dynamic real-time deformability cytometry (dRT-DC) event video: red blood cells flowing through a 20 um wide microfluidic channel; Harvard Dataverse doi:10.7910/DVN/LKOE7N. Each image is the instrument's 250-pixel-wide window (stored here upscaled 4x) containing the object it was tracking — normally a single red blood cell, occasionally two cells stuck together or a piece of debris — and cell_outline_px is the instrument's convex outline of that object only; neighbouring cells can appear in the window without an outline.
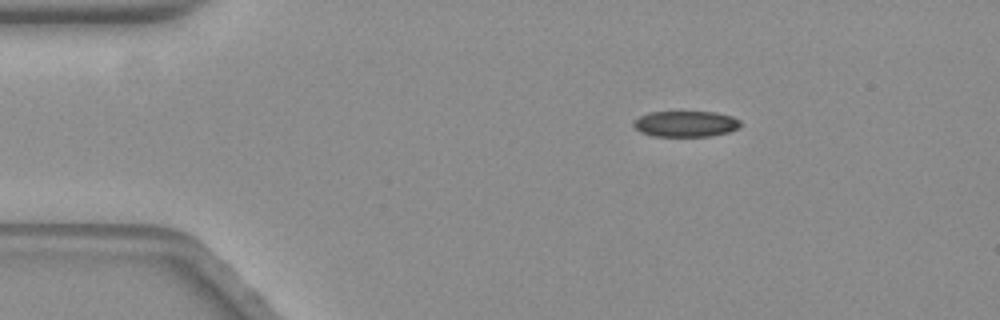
{"species": "common noctule bat (a hibernating species)", "species_latin": "Nyctalus noctula", "temperature_condition": "warm", "stored_images_in_passage": 49, "camera_frame_rate_fps": 3000, "um_per_image_px": 0.085, "animal": {"sex": "female", "body_mass_g": 19.3, "forearm_length_mm": 54.1}, "frame": {"image": 1, "passage_image": 1, "time_ms": 0.0, "image_size_px": [1000, 320], "cell_outline_px": [[740, 124], [736, 128], [728, 132], [708, 136], [656, 136], [640, 132], [632, 124], [640, 116], [648, 112], [716, 112], [732, 116], [740, 120]], "centroid_in_image_um": [58.27, 10.52], "position_along_channel_um": 26.7, "area_um2": 15.95}}
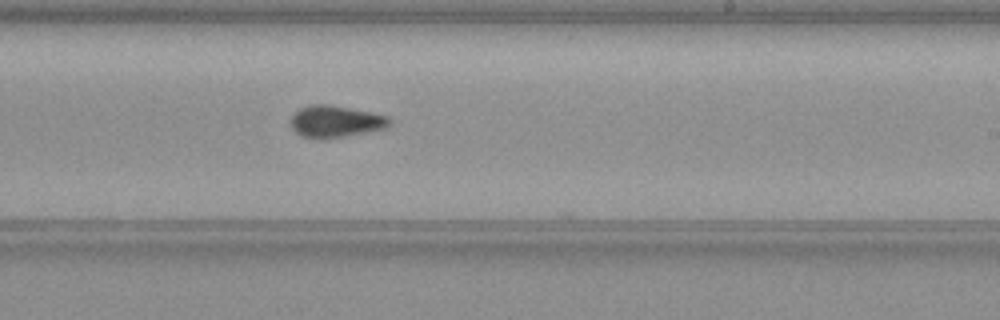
{"frame": {"image": 2, "passage_image": 26, "time_ms": 8.333, "image_size_px": [1000, 320], "cell_outline_px": [[388, 124], [384, 128], [324, 140], [312, 140], [300, 136], [292, 128], [288, 120], [300, 108], [308, 104], [328, 104], [388, 116]], "centroid_in_image_um": [28.39, 10.34], "position_along_channel_um": 260.6, "area_um2": 18.32}}
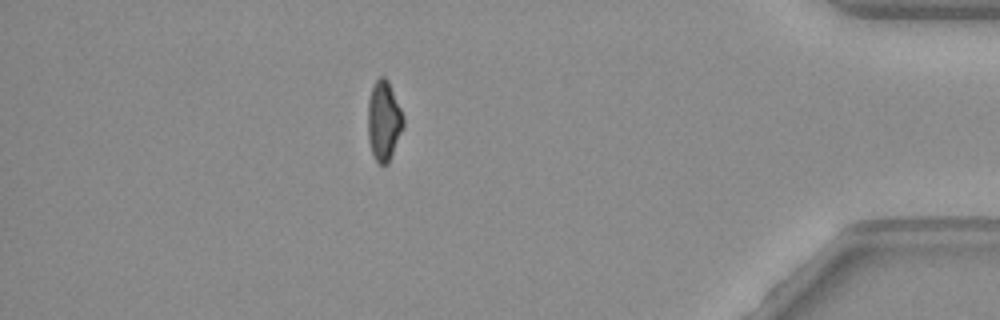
{"frame": {"image": 3, "passage_image": 42, "time_ms": 13.667, "image_size_px": [1000, 320], "cell_outline_px": [[404, 128], [388, 164], [380, 164], [376, 160], [372, 152], [368, 140], [368, 100], [372, 88], [376, 80], [380, 76], [384, 76], [388, 80], [404, 116]], "centroid_in_image_um": [32.64, 10.27], "position_along_channel_um": 402.6, "area_um2": 16.59}, "authors_computed_cell_mechanics": {"area_um2": 17.2822, "velocity_mm_per_s": 3.5432, "shape_relaxation_time_tau1_ms": 5.8543, "shape_relaxation_time_tau2_ms": 3.7005, "deformation_change_tau1": 0.1476, "deformation_change_tau2": 0.1018}}